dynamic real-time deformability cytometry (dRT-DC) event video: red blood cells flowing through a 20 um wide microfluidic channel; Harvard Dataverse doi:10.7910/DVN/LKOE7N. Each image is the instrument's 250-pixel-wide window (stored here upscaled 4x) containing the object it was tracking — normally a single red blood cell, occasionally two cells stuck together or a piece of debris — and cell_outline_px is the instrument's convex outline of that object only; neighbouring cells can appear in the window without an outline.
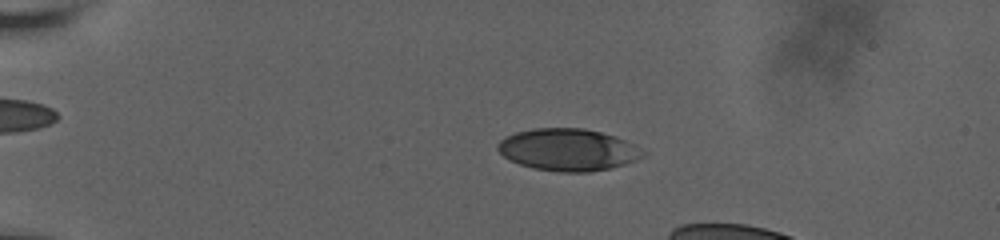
{"species": "human", "species_latin": "Homo sapiens", "temperature_condition": "room temperature", "stored_images_in_passage": 33, "camera_frame_rate_fps": 3000, "um_per_image_px": 0.085, "donor": {"sex": "male"}, "frame": {"image": 1, "passage_image": 19, "time_ms": 4.667, "image_size_px": [1000, 240], "cell_outline_px": [[648, 152], [644, 156], [636, 160], [624, 164], [608, 168], [588, 172], [560, 172], [532, 168], [508, 160], [496, 148], [496, 144], [504, 136], [516, 132], [532, 128], [584, 128], [616, 136], [636, 144]], "centroid_in_image_um": [48.29, 12.72], "position_along_channel_um": 36.7, "area_um2": 35.95}}
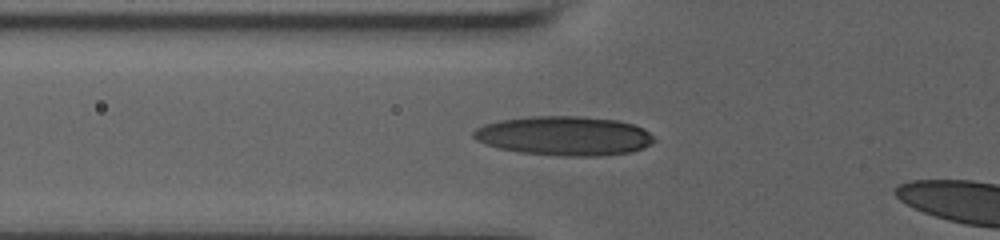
{"frame": {"image": 2, "passage_image": 31, "time_ms": 7.667, "image_size_px": [1000, 240], "cell_outline_px": [[656, 140], [652, 144], [632, 152], [596, 156], [564, 156], [520, 152], [500, 148], [476, 140], [472, 136], [472, 132], [476, 128], [484, 124], [500, 120], [532, 116], [580, 116], [616, 120], [632, 124], [644, 128]], "centroid_in_image_um": [47.97, 11.54], "position_along_channel_um": 77.8, "area_um2": 41.21}}